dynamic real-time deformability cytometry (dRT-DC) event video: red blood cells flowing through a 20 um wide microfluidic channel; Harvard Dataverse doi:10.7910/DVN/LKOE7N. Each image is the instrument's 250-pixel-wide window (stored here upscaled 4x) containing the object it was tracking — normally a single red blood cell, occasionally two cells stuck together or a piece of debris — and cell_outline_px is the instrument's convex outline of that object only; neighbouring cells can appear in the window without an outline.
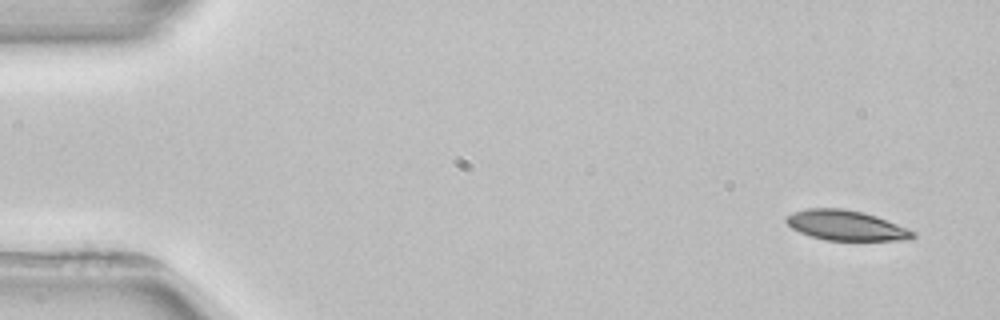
{"species": "common noctule bat (a hibernating species)", "species_latin": "Nyctalus noctula", "temperature_condition": "room temperature", "stored_images_in_passage": 5, "camera_frame_rate_fps": 3000, "um_per_image_px": 0.085, "animal": {"sex": "female", "body_mass_g": 22.7, "forearm_length_mm": 54.2}, "frame": {"image": 1, "passage_image": 1, "time_ms": 0.0, "image_size_px": [1000, 320], "cell_outline_px": [[916, 236], [908, 240], [824, 240], [800, 232], [792, 228], [784, 220], [784, 216], [792, 212], [808, 208], [844, 208], [876, 216], [916, 232]], "centroid_in_image_um": [71.87, 19.15], "position_along_channel_um": 13.1, "area_um2": 22.08}}
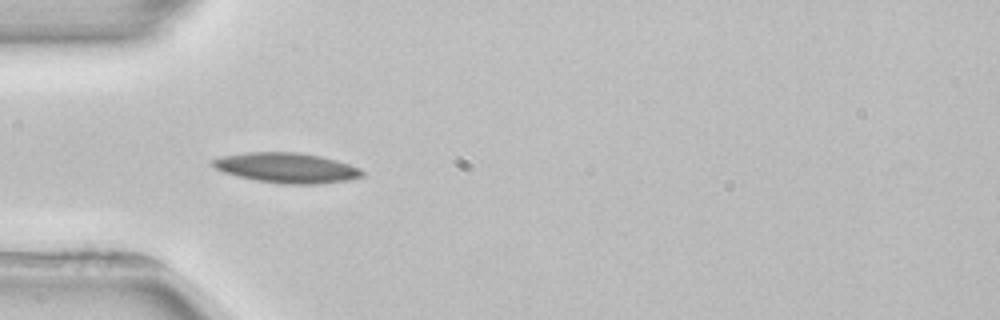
{"frame": {"image": 2, "passage_image": 4, "time_ms": 4.333, "image_size_px": [1000, 320], "cell_outline_px": [[364, 176], [348, 180], [316, 184], [280, 184], [256, 180], [236, 176], [224, 172], [216, 168], [212, 164], [212, 160], [220, 156], [248, 152], [296, 152], [320, 156], [336, 160], [360, 168], [364, 172]], "centroid_in_image_um": [24.37, 14.27], "position_along_channel_um": 60.6, "area_um2": 26.18}}